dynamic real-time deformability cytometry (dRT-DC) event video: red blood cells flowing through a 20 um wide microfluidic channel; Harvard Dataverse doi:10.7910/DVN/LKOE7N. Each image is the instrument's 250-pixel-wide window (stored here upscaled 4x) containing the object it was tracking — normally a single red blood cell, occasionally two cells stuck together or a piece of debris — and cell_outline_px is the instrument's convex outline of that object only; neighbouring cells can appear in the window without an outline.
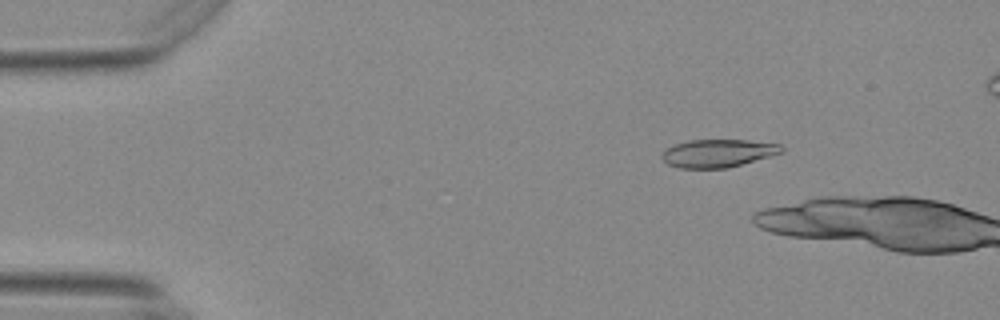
{"species": "Egyptian fruit bat (a non-hibernating species)", "species_latin": "Rousettus aegyptiacus", "temperature_condition": "warm", "stored_images_in_passage": 5, "camera_frame_rate_fps": 3000, "um_per_image_px": 0.085, "animal": {"sex": "female"}, "frame": {"image": 1, "passage_image": 3, "time_ms": 0.667, "image_size_px": [1000, 320], "cell_outline_px": [[784, 152], [772, 156], [728, 168], [680, 168], [668, 164], [660, 156], [664, 148], [688, 140], [748, 140], [780, 144], [784, 148]], "centroid_in_image_um": [61.04, 13.02], "position_along_channel_um": 24.0, "area_um2": 19.65}}